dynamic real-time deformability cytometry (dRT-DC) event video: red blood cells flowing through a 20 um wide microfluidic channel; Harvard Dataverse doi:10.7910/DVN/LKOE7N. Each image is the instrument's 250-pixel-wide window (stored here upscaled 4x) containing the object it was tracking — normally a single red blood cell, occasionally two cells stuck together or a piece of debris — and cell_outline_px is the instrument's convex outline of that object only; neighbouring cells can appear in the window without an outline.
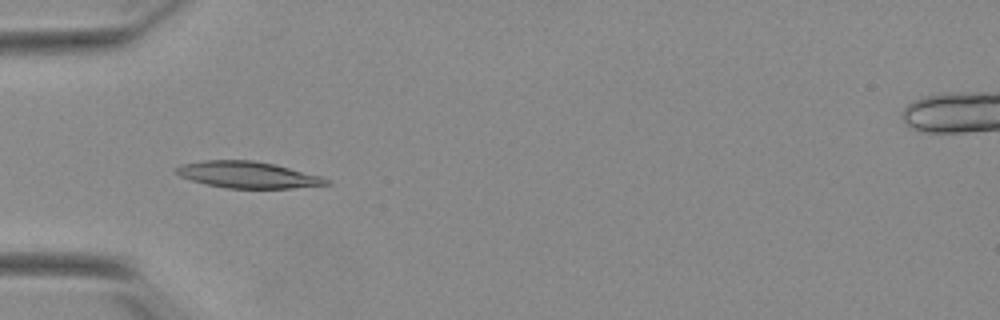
{"species": "Egyptian fruit bat (a non-hibernating species)", "species_latin": "Rousettus aegyptiacus", "temperature_condition": "warm", "stored_images_in_passage": 53, "camera_frame_rate_fps": 3000, "um_per_image_px": 0.085, "animal": {"sex": "female"}, "frame": {"image": 1, "passage_image": 17, "time_ms": 5.333, "image_size_px": [1000, 320], "cell_outline_px": [[332, 184], [292, 188], [228, 188], [208, 184], [192, 180], [180, 176], [176, 172], [176, 168], [180, 164], [204, 160], [252, 160], [276, 164], [320, 176], [328, 180]], "centroid_in_image_um": [21.07, 14.85], "position_along_channel_um": 63.9, "area_um2": 23.0}}
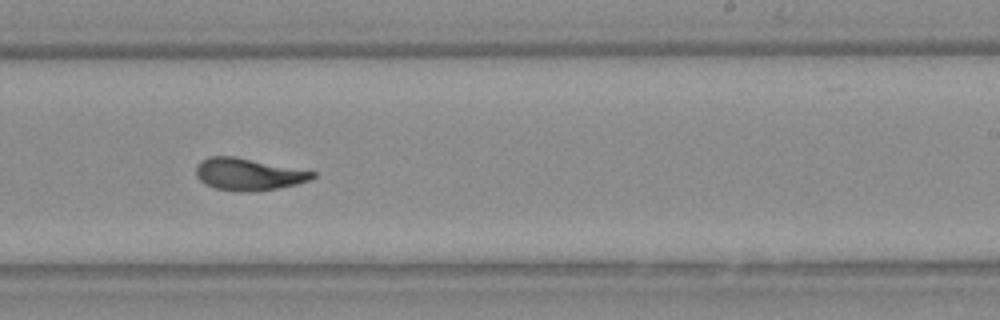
{"frame": {"image": 2, "passage_image": 33, "time_ms": 10.667, "image_size_px": [1000, 320], "cell_outline_px": [[316, 176], [308, 180], [296, 184], [256, 192], [248, 192], [216, 188], [204, 184], [196, 176], [196, 164], [200, 160], [208, 156], [236, 156], [316, 172]], "centroid_in_image_um": [21.07, 14.8], "position_along_channel_um": 267.9, "area_um2": 21.79}}
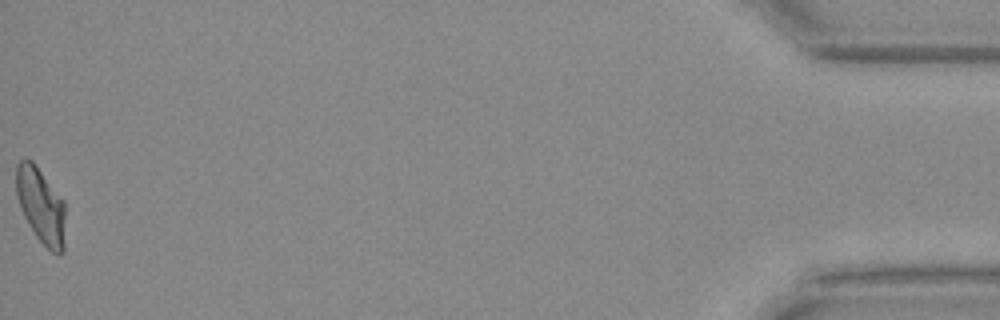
{"frame": {"image": 3, "passage_image": 53, "time_ms": 17.333, "image_size_px": [1000, 320], "cell_outline_px": [[64, 252], [60, 256], [52, 252], [36, 236], [24, 216], [20, 208], [16, 196], [16, 164], [20, 160], [32, 160], [64, 200]], "centroid_in_image_um": [3.47, 17.48], "position_along_channel_um": 431.7, "area_um2": 21.62}, "authors_computed_cell_mechanics": {"area_um2": 21.7906, "velocity_mm_per_s": 3.8753, "shape_relaxation_time_tau1_ms": 6.9787, "shape_relaxation_time_tau2_ms": 1.6592, "deformation_change_tau1": 0.2076, "deformation_change_tau2": 0.0722}}